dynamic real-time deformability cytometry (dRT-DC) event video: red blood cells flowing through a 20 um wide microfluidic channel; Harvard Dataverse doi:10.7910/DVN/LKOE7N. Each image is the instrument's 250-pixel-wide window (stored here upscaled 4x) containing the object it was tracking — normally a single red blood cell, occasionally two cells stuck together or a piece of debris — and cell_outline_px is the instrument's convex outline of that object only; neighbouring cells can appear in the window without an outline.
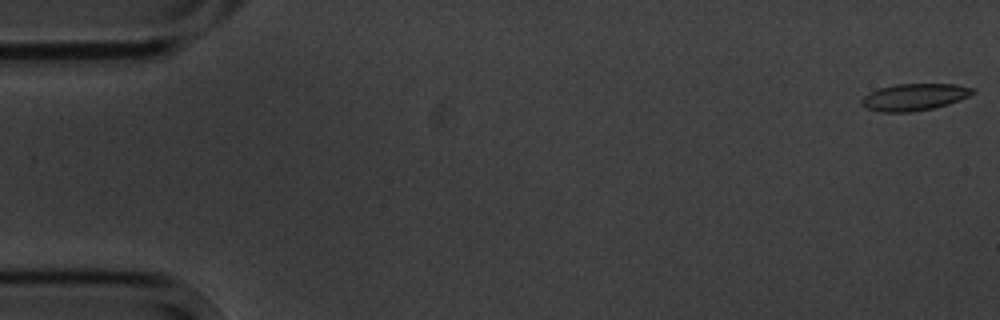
{"species": "common noctule bat (a hibernating species)", "species_latin": "Nyctalus noctula", "temperature_condition": "cold", "stored_images_in_passage": 6, "camera_frame_rate_fps": 3000, "um_per_image_px": 0.085, "animal": {"sex": "male", "body_mass_g": 20.1, "forearm_length_mm": 53.5}, "frame": {"image": 1, "passage_image": 1, "time_ms": 0.0, "image_size_px": [1000, 320], "cell_outline_px": [[976, 92], [960, 100], [948, 104], [932, 108], [912, 112], [880, 112], [868, 108], [860, 104], [860, 100], [868, 92], [880, 88], [896, 84], [956, 84], [976, 88]], "centroid_in_image_um": [77.73, 8.24], "position_along_channel_um": 7.3, "area_um2": 17.51}}
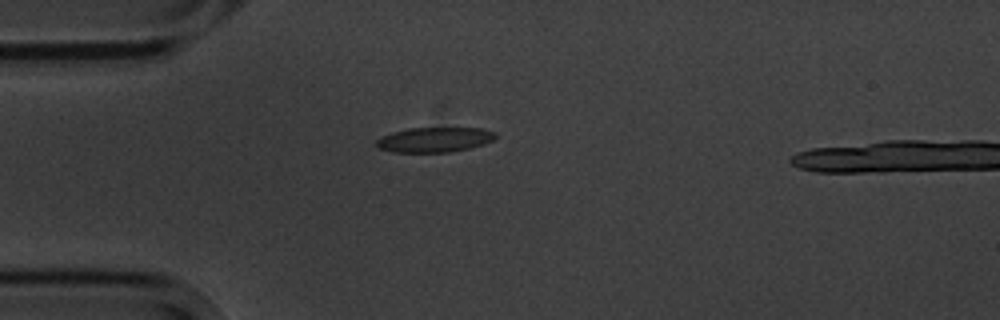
{"frame": {"image": 2, "passage_image": 5, "time_ms": 4.667, "image_size_px": [1000, 320], "cell_outline_px": [[496, 136], [492, 140], [484, 144], [468, 148], [448, 152], [392, 152], [376, 148], [376, 140], [380, 136], [392, 132], [408, 128], [480, 128], [496, 132]], "centroid_in_image_um": [36.88, 11.87], "position_along_channel_um": 48.1, "area_um2": 17.34}}